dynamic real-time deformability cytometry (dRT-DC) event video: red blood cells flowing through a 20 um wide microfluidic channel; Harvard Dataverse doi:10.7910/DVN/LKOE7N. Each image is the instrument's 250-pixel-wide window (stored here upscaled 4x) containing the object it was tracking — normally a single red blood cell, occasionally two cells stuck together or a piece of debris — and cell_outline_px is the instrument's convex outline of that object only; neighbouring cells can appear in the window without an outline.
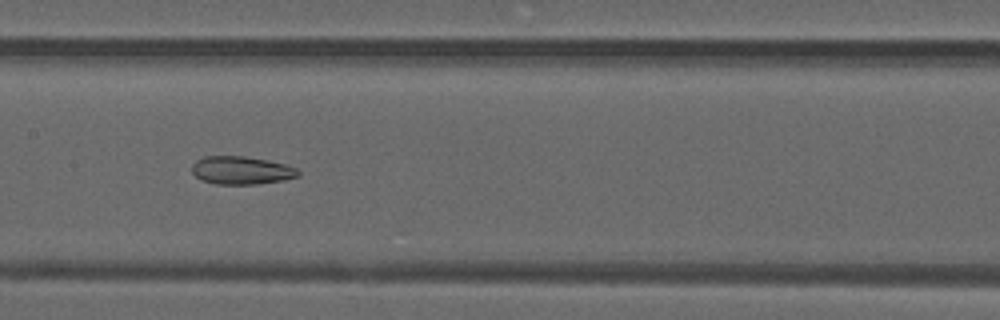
{"species": "common noctule bat (a hibernating species)", "species_latin": "Nyctalus noctula", "temperature_condition": "warm", "stored_images_in_passage": 43, "camera_frame_rate_fps": 3000, "um_per_image_px": 0.085, "animal": {"sex": "male", "forearm_length_mm": 52.5}, "frame": {"image": 1, "passage_image": 19, "time_ms": 6.0, "image_size_px": [1000, 320], "cell_outline_px": [[300, 176], [284, 180], [256, 184], [216, 184], [200, 180], [192, 172], [192, 164], [196, 160], [204, 156], [244, 156], [268, 160], [284, 164], [296, 168], [300, 172]], "centroid_in_image_um": [20.51, 14.48], "position_along_channel_um": 186.9, "area_um2": 17.46}}
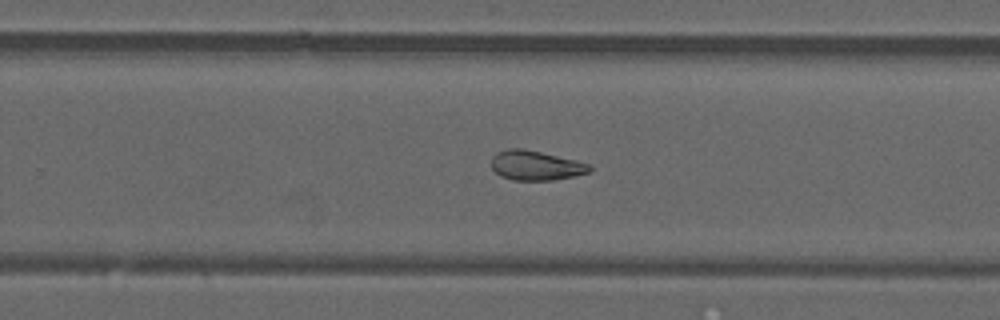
{"frame": {"image": 2, "passage_image": 26, "time_ms": 8.333, "image_size_px": [1000, 320], "cell_outline_px": [[592, 168], [588, 172], [576, 176], [552, 180], [512, 180], [500, 176], [492, 168], [492, 156], [496, 152], [508, 148], [520, 148], [540, 152], [576, 160], [592, 164]], "centroid_in_image_um": [45.54, 14.06], "position_along_channel_um": 284.3, "area_um2": 16.99}}
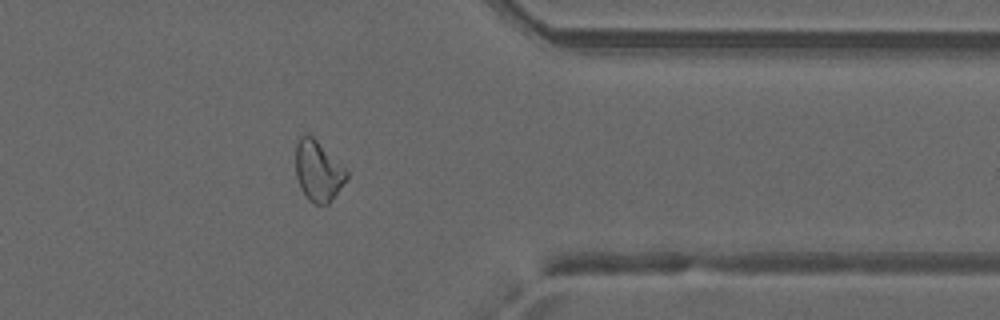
{"frame": {"image": 3, "passage_image": 34, "time_ms": 11.0, "image_size_px": [1000, 320], "cell_outline_px": [[348, 176], [328, 204], [312, 204], [308, 200], [300, 188], [296, 176], [296, 144], [300, 136], [304, 132], [308, 132], [348, 172]], "centroid_in_image_um": [26.99, 14.53], "position_along_channel_um": 384.4, "area_um2": 17.69}, "authors_computed_cell_mechanics": {"area_um2": 19.5942, "velocity_mm_per_s": 4.1949, "shape_relaxation_time_tau1_ms": null, "shape_relaxation_time_tau2_ms": 2.9561, "deformation_change_tau1": null, "deformation_change_tau2": 0.1024}}